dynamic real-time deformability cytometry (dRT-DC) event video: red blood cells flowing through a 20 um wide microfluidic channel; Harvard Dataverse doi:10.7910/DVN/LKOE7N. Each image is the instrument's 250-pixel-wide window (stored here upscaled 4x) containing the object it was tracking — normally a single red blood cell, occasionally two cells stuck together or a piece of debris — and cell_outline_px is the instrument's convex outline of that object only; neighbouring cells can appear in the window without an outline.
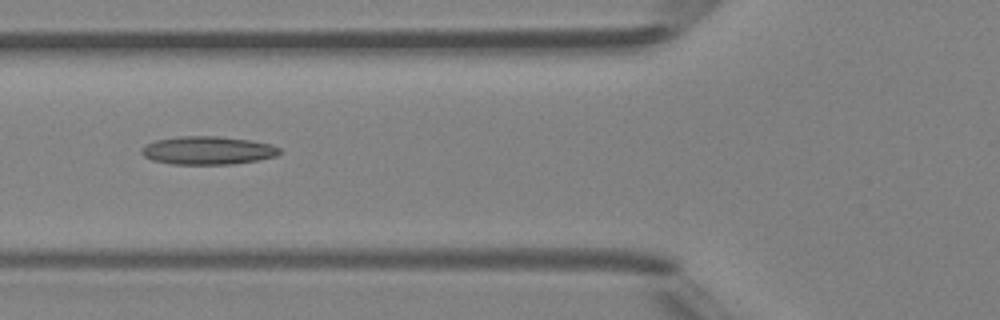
{"species": "Egyptian fruit bat (a non-hibernating species)", "species_latin": "Rousettus aegyptiacus", "temperature_condition": "room temperature", "stored_images_in_passage": 4, "camera_frame_rate_fps": 3000, "um_per_image_px": 0.085, "animal": {"sex": "female"}, "frame": {"image": 1, "passage_image": 3, "time_ms": 2.333, "image_size_px": [1000, 320], "cell_outline_px": [[280, 152], [276, 156], [256, 160], [232, 164], [172, 164], [152, 160], [144, 156], [140, 152], [140, 148], [156, 140], [180, 136], [220, 136], [252, 140], [272, 144], [280, 148]], "centroid_in_image_um": [17.66, 12.78], "position_along_channel_um": 108.1, "area_um2": 22.72}}
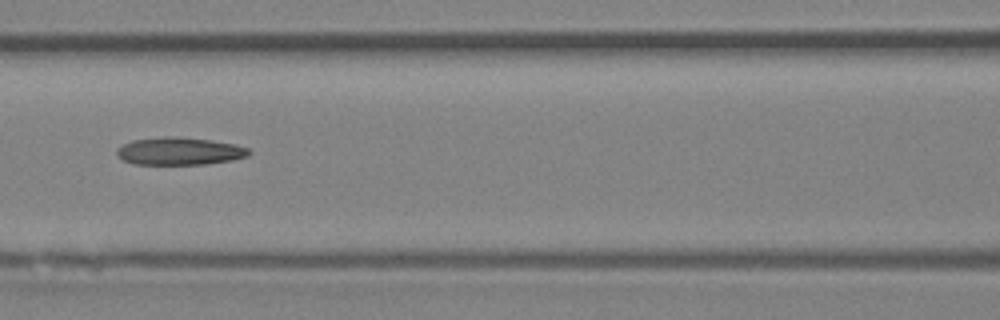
{"frame": {"image": 2, "passage_image": 4, "time_ms": 3.333, "image_size_px": [1000, 320], "cell_outline_px": [[252, 152], [248, 156], [232, 160], [208, 164], [132, 164], [124, 160], [116, 152], [116, 148], [132, 140], [164, 136], [208, 140], [236, 144], [248, 148]], "centroid_in_image_um": [15.27, 12.86], "position_along_channel_um": 151.3, "area_um2": 21.1}}